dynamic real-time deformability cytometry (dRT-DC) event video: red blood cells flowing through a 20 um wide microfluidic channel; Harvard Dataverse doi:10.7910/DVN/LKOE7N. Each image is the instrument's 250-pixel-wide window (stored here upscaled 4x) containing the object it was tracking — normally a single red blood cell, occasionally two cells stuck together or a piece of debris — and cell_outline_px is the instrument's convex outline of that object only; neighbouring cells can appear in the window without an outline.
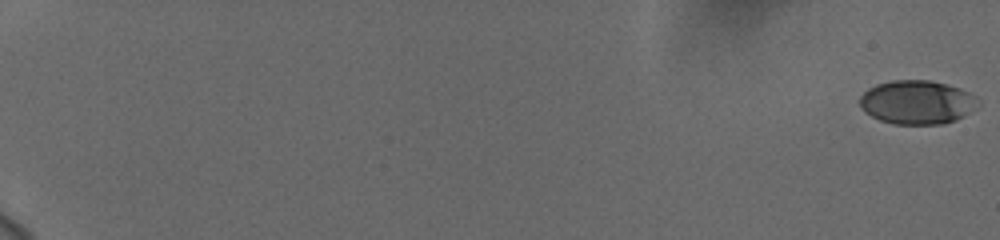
{"species": "human", "species_latin": "Homo sapiens", "temperature_condition": "cold", "stored_images_in_passage": 60, "camera_frame_rate_fps": 3000, "um_per_image_px": 0.085, "donor": {"sex": "female"}, "frame": {"image": 1, "passage_image": 1, "time_ms": 0.0, "image_size_px": [1000, 240], "cell_outline_px": [[980, 104], [956, 120], [940, 124], [892, 124], [880, 120], [864, 112], [860, 104], [860, 96], [868, 88], [876, 84], [892, 80], [928, 80], [948, 84], [960, 88], [976, 96]], "centroid_in_image_um": [77.93, 8.68], "position_along_channel_um": 7.1, "area_um2": 30.23}}
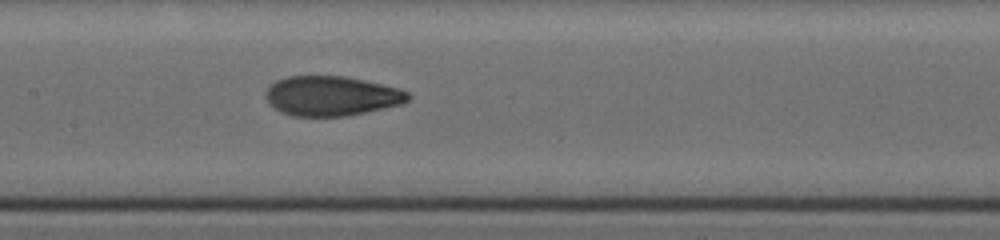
{"frame": {"image": 2, "passage_image": 34, "time_ms": 11.0, "image_size_px": [1000, 240], "cell_outline_px": [[412, 96], [408, 100], [400, 104], [364, 112], [344, 116], [292, 116], [280, 112], [268, 104], [264, 96], [264, 92], [276, 80], [288, 76], [344, 76], [364, 80], [400, 88], [408, 92]], "centroid_in_image_um": [28.14, 8.15], "position_along_channel_um": 179.3, "area_um2": 33.0}}
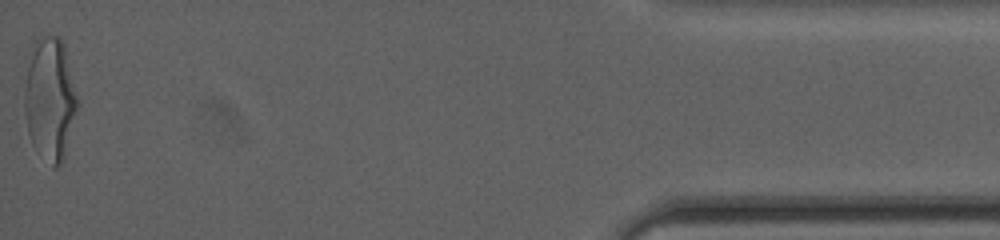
{"frame": {"image": 3, "passage_image": 60, "time_ms": 19.667, "image_size_px": [1000, 240], "cell_outline_px": [[80, 104], [64, 156], [60, 164], [56, 168], [52, 168], [32, 144], [28, 132], [24, 112], [24, 88], [32, 44], [36, 40], [44, 36], [60, 36], [64, 40]], "centroid_in_image_um": [4.27, 8.39], "position_along_channel_um": 430.9, "area_um2": 38.55}, "authors_computed_cell_mechanics": {"area_um2": 32.6281, "velocity_mm_per_s": 3.7142, "shape_relaxation_time_tau1_ms": 5.9832, "shape_relaxation_time_tau2_ms": 1.2272, "deformation_change_tau1": 0.2044, "deformation_change_tau2": 0.0661}}